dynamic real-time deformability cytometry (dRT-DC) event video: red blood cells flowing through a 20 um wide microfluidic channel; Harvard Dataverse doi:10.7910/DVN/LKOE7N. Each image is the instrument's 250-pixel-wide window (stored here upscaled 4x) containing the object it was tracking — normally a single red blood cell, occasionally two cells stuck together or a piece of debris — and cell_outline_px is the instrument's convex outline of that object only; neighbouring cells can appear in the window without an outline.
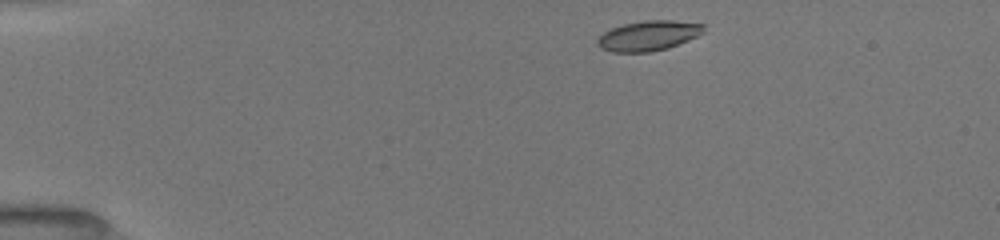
{"species": "common noctule bat (a hibernating species)", "species_latin": "Nyctalus noctula", "temperature_condition": "room temperature", "stored_images_in_passage": 17, "camera_frame_rate_fps": 3000, "um_per_image_px": 0.085, "animal": {"sex": "female", "body_mass_g": 19.5, "forearm_length_mm": 54.1}, "frame": {"image": 1, "passage_image": 1, "time_ms": 0.0, "image_size_px": [1000, 240], "cell_outline_px": [[704, 32], [688, 40], [668, 48], [648, 52], [612, 52], [600, 48], [596, 44], [596, 40], [604, 32], [612, 28], [624, 24], [644, 20], [672, 20], [704, 24]], "centroid_in_image_um": [55.1, 3.03], "position_along_channel_um": 29.9, "area_um2": 18.55}}
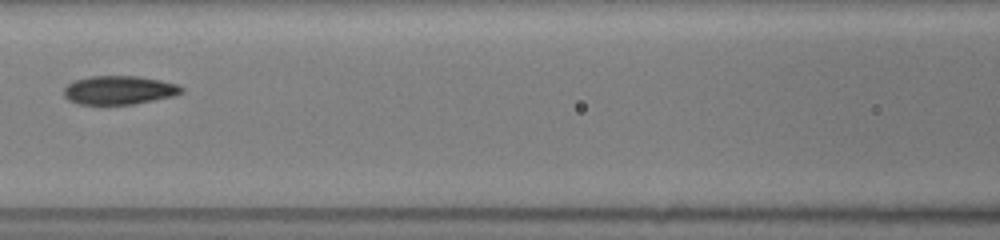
{"frame": {"image": 2, "passage_image": 11, "time_ms": 5.0, "image_size_px": [1000, 240], "cell_outline_px": [[184, 92], [172, 96], [136, 104], [80, 104], [68, 100], [64, 96], [64, 88], [68, 84], [76, 80], [92, 76], [140, 76], [160, 80], [176, 84], [184, 88]], "centroid_in_image_um": [10.14, 7.66], "position_along_channel_um": 156.5, "area_um2": 19.59}}
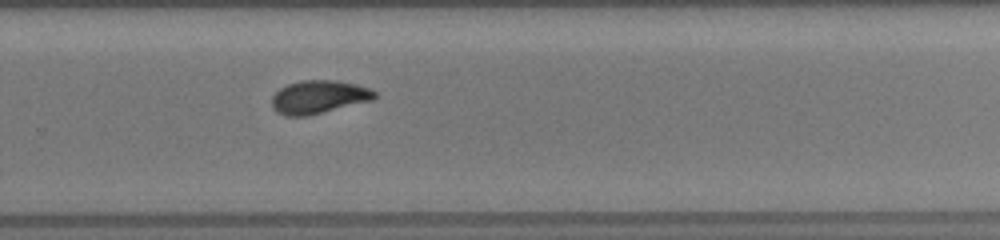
{"frame": {"image": 3, "passage_image": 17, "time_ms": 8.667, "image_size_px": [1000, 240], "cell_outline_px": [[376, 96], [372, 100], [308, 116], [284, 116], [276, 112], [272, 108], [272, 96], [280, 88], [288, 84], [300, 80], [336, 80], [356, 84], [368, 88], [376, 92]], "centroid_in_image_um": [27.06, 8.25], "position_along_channel_um": 302.7, "area_um2": 19.94}}